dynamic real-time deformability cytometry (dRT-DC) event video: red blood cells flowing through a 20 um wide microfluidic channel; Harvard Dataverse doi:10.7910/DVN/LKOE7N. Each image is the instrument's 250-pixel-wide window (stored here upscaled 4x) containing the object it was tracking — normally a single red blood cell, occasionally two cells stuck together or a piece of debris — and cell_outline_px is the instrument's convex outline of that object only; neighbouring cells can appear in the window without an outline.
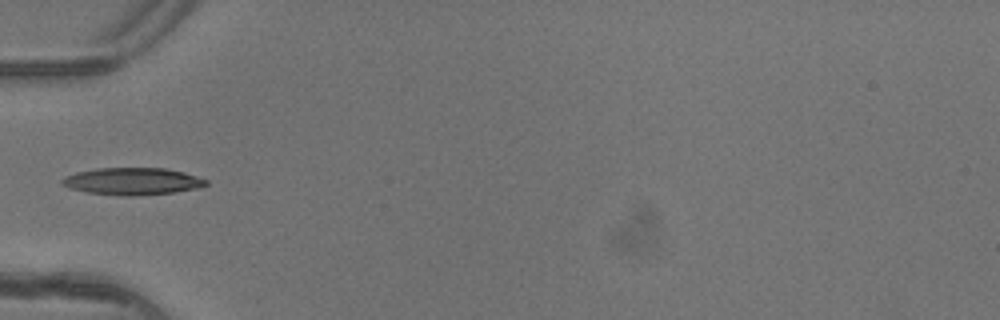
{"species": "common noctule bat (a hibernating species)", "species_latin": "Nyctalus noctula", "temperature_condition": "warm", "stored_images_in_passage": 4, "camera_frame_rate_fps": 3000, "um_per_image_px": 0.085, "animal": {"sex": "female"}, "frame": {"image": 1, "passage_image": 4, "time_ms": 1.0, "image_size_px": [1000, 320], "cell_outline_px": [[208, 184], [200, 188], [176, 192], [132, 196], [124, 196], [88, 192], [72, 188], [64, 184], [60, 180], [64, 176], [76, 172], [96, 168], [164, 168], [184, 172], [208, 180]], "centroid_in_image_um": [11.3, 15.4], "position_along_channel_um": 73.7, "area_um2": 22.72}}